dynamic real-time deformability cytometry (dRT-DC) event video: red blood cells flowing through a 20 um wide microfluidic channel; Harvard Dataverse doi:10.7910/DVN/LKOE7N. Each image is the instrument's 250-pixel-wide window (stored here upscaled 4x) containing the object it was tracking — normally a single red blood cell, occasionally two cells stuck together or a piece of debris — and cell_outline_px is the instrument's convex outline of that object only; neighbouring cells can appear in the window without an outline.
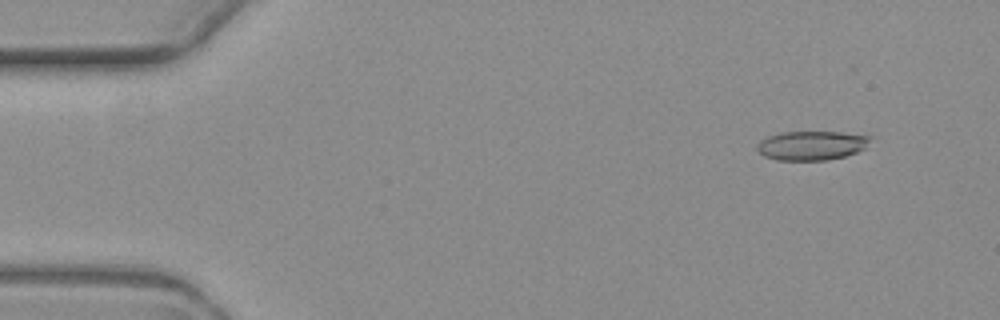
{"species": "common noctule bat (a hibernating species)", "species_latin": "Nyctalus noctula", "temperature_condition": "warm", "stored_images_in_passage": 6, "camera_frame_rate_fps": 3000, "um_per_image_px": 0.085, "animal": {"sex": "female", "body_mass_g": 19.3, "forearm_length_mm": 54.1}, "frame": {"image": 1, "passage_image": 2, "time_ms": 1.0, "image_size_px": [1000, 320], "cell_outline_px": [[872, 136], [864, 148], [856, 152], [844, 156], [828, 160], [776, 160], [764, 156], [756, 148], [756, 144], [764, 136], [780, 132], [840, 132]], "centroid_in_image_um": [68.92, 12.36], "position_along_channel_um": 16.1, "area_um2": 19.31}}
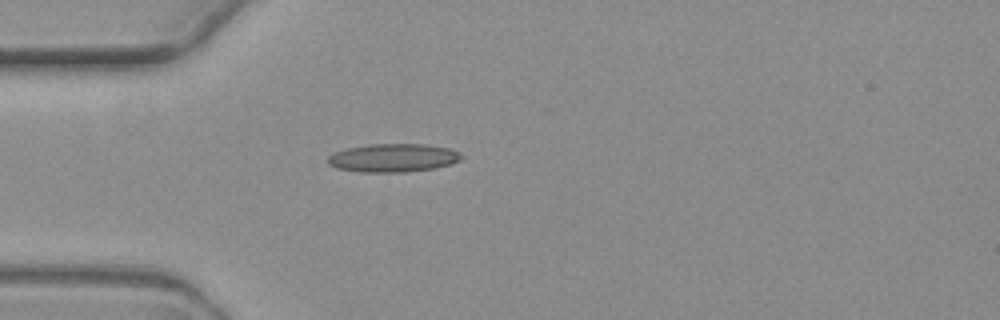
{"frame": {"image": 2, "passage_image": 5, "time_ms": 4.667, "image_size_px": [1000, 320], "cell_outline_px": [[464, 156], [460, 160], [452, 164], [432, 168], [404, 172], [360, 172], [336, 168], [328, 164], [328, 156], [336, 152], [348, 148], [368, 144], [424, 144], [448, 148], [460, 152]], "centroid_in_image_um": [33.43, 13.42], "position_along_channel_um": 51.6, "area_um2": 22.02}}